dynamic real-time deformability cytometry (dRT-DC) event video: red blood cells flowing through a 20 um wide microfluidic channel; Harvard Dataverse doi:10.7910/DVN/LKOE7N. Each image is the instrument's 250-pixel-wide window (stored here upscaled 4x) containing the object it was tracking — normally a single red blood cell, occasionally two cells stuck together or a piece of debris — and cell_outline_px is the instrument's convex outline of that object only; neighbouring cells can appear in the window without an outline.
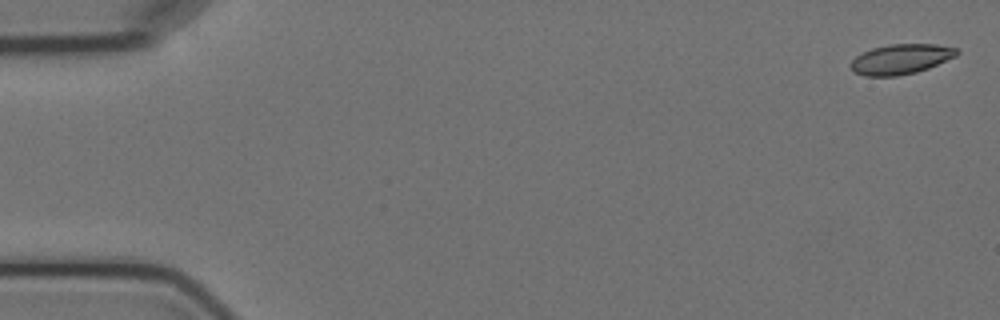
{"species": "Egyptian fruit bat (a non-hibernating species)", "species_latin": "Rousettus aegyptiacus", "temperature_condition": "cold", "stored_images_in_passage": 5, "camera_frame_rate_fps": 3000, "um_per_image_px": 0.085, "animal": {"sex": "female"}, "frame": {"image": 1, "passage_image": 1, "time_ms": 0.0, "image_size_px": [1000, 320], "cell_outline_px": [[960, 52], [956, 56], [928, 68], [916, 72], [896, 76], [864, 76], [856, 72], [848, 64], [856, 56], [872, 48], [888, 44], [936, 44], [956, 48]], "centroid_in_image_um": [76.57, 5.02], "position_along_channel_um": 8.4, "area_um2": 18.5}}
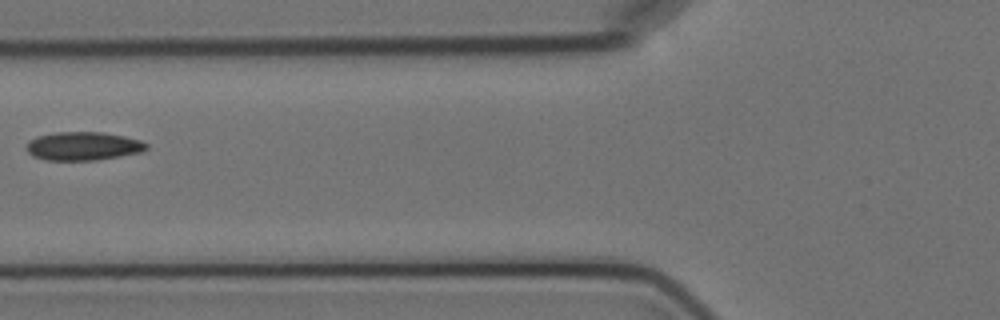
{"frame": {"image": 2, "passage_image": 5, "time_ms": 7.0, "image_size_px": [1000, 320], "cell_outline_px": [[148, 148], [140, 152], [120, 156], [96, 160], [48, 160], [32, 156], [28, 152], [28, 140], [36, 136], [56, 132], [104, 132], [124, 136], [140, 140], [148, 144]], "centroid_in_image_um": [7.07, 12.41], "position_along_channel_um": 118.7, "area_um2": 19.88}}